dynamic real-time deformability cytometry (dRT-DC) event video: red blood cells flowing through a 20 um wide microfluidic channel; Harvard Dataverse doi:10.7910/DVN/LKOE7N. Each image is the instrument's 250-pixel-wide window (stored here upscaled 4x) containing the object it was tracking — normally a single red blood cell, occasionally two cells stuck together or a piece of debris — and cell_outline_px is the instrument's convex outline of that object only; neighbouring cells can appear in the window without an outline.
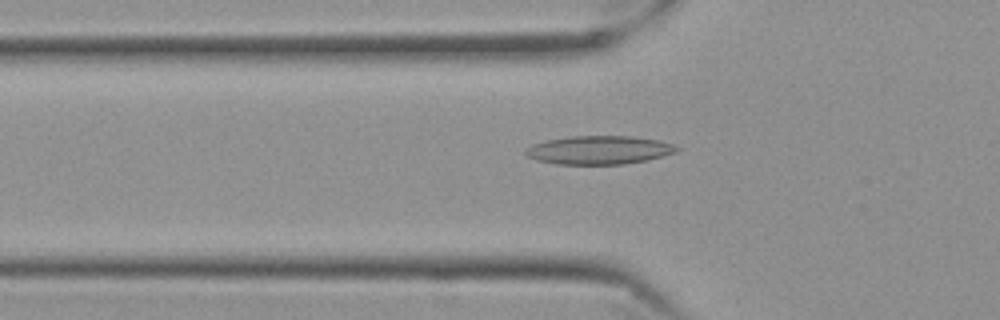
{"species": "Egyptian fruit bat (a non-hibernating species)", "species_latin": "Rousettus aegyptiacus", "temperature_condition": "cold", "stored_images_in_passage": 58, "camera_frame_rate_fps": 3000, "um_per_image_px": 0.085, "frame": {"image": 1, "passage_image": 20, "time_ms": 6.333, "image_size_px": [1000, 320], "cell_outline_px": [[680, 148], [676, 152], [648, 160], [624, 164], [556, 164], [536, 160], [528, 156], [524, 152], [524, 148], [532, 144], [548, 140], [572, 136], [632, 136], [660, 140], [672, 144]], "centroid_in_image_um": [50.92, 12.75], "position_along_channel_um": 74.9, "area_um2": 25.14}}
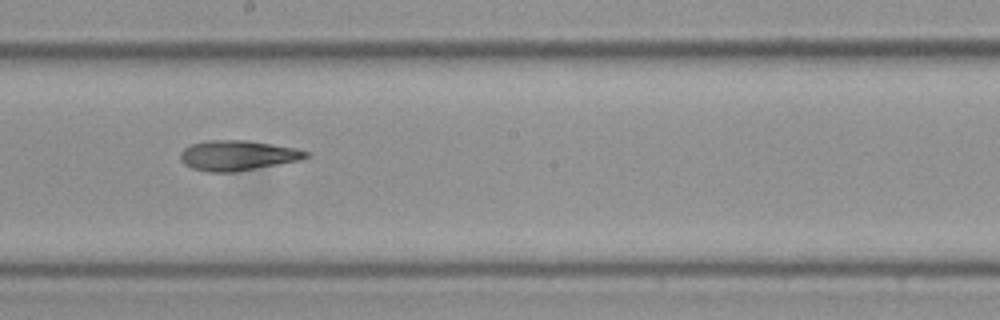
{"frame": {"image": 2, "passage_image": 33, "time_ms": 10.667, "image_size_px": [1000, 320], "cell_outline_px": [[312, 156], [300, 160], [236, 172], [208, 172], [192, 168], [184, 164], [180, 160], [180, 152], [184, 148], [192, 144], [208, 140], [248, 140], [296, 148], [312, 152]], "centroid_in_image_um": [20.23, 13.21], "position_along_channel_um": 228.0, "area_um2": 22.25}}
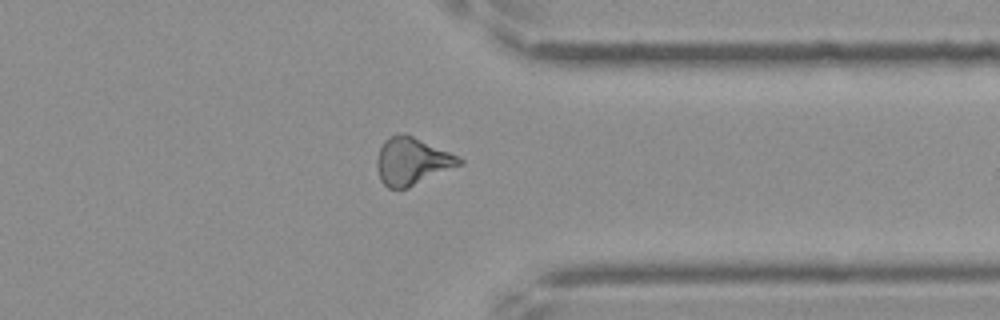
{"frame": {"image": 3, "passage_image": 46, "time_ms": 15.0, "image_size_px": [1000, 320], "cell_outline_px": [[464, 164], [408, 188], [388, 188], [380, 180], [376, 168], [376, 160], [380, 148], [384, 140], [388, 136], [400, 132], [412, 136], [448, 152], [464, 160]], "centroid_in_image_um": [34.99, 13.71], "position_along_channel_um": 376.4, "area_um2": 22.72}, "authors_computed_cell_mechanics": {"area_um2": 22.542, "velocity_mm_per_s": 3.508, "shape_relaxation_time_tau1_ms": null, "shape_relaxation_time_tau2_ms": 7.0652, "deformation_change_tau1": null, "deformation_change_tau2": 0.1805}}